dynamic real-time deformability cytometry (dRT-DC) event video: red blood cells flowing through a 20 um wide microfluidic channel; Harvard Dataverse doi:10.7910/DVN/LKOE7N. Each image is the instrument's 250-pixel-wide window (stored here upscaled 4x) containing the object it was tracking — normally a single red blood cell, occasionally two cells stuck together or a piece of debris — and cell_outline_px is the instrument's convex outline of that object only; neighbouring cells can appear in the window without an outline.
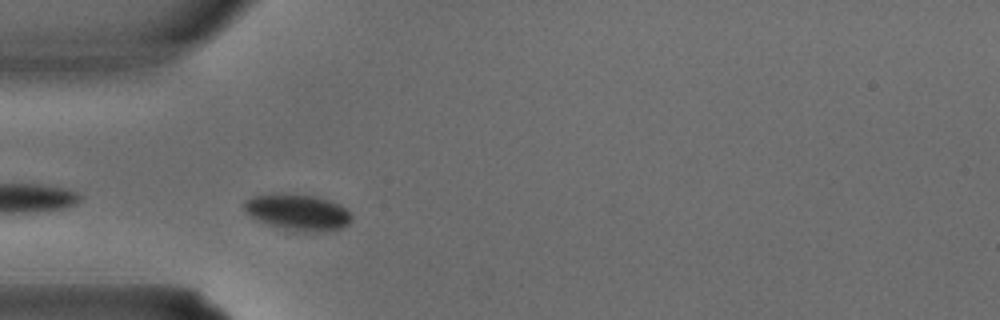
{"species": "common noctule bat (a hibernating species)", "species_latin": "Nyctalus noctula", "temperature_condition": "warm", "stored_images_in_passage": 3, "camera_frame_rate_fps": 3000, "um_per_image_px": 0.085, "animal": {"sex": "male", "body_mass_g": 15.6}, "frame": {"image": 1, "passage_image": 2, "time_ms": 0.333, "image_size_px": [1000, 320], "cell_outline_px": [[352, 220], [348, 224], [340, 228], [328, 232], [288, 232], [256, 220], [244, 208], [244, 200], [252, 196], [276, 192], [284, 192], [312, 196], [328, 200], [344, 208], [352, 216]], "centroid_in_image_um": [25.27, 18.06], "position_along_channel_um": 59.7, "area_um2": 23.12}}